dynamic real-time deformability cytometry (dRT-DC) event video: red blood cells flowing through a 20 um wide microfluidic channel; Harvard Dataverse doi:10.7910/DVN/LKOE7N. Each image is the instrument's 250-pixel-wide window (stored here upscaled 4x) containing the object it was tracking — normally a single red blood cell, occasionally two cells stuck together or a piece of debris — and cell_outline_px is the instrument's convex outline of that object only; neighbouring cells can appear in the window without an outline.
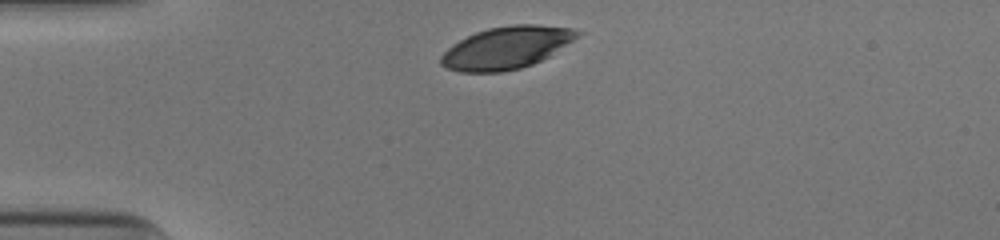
{"species": "human", "species_latin": "Homo sapiens", "temperature_condition": "cold", "stored_images_in_passage": 30, "camera_frame_rate_fps": 3000, "um_per_image_px": 0.085, "donor": {"sex": "male"}, "frame": {"image": 1, "passage_image": 1, "time_ms": 0.0, "image_size_px": [1000, 240], "cell_outline_px": [[584, 32], [548, 56], [532, 64], [520, 68], [500, 72], [460, 72], [448, 68], [440, 64], [440, 56], [448, 48], [460, 40], [476, 32], [488, 28], [512, 24], [536, 24], [572, 28]], "centroid_in_image_um": [43.03, 4.04], "position_along_channel_um": 42.0, "area_um2": 33.29}}
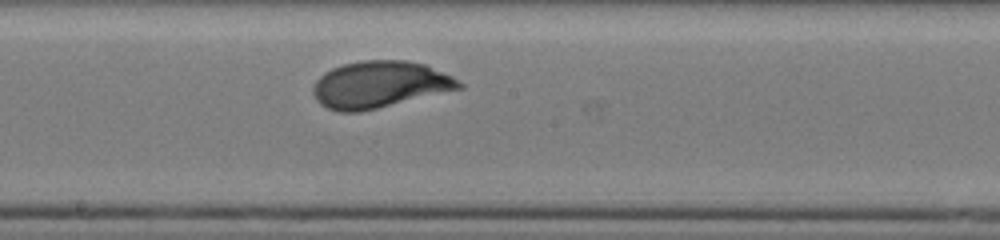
{"frame": {"image": 2, "passage_image": 17, "time_ms": 5.333, "image_size_px": [1000, 240], "cell_outline_px": [[464, 88], [360, 112], [340, 112], [328, 108], [320, 104], [316, 100], [312, 92], [312, 88], [316, 80], [324, 72], [332, 68], [344, 64], [360, 60], [404, 60], [424, 64], [452, 76], [464, 84]], "centroid_in_image_um": [32.26, 7.19], "position_along_channel_um": 215.9, "area_um2": 39.82}}
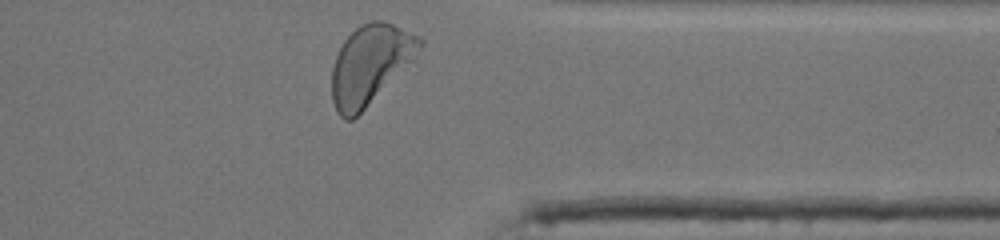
{"frame": {"image": 3, "passage_image": 30, "time_ms": 9.667, "image_size_px": [1000, 240], "cell_outline_px": [[424, 44], [412, 60], [352, 120], [344, 120], [336, 112], [332, 100], [332, 68], [336, 56], [344, 40], [360, 24], [372, 20], [380, 20], [392, 24], [424, 40]], "centroid_in_image_um": [31.42, 5.47], "position_along_channel_um": 380.0, "area_um2": 39.59}, "authors_computed_cell_mechanics": {"area_um2": 38.8127, "velocity_mm_per_s": 3.8972, "shape_relaxation_time_tau1_ms": 2.3177, "shape_relaxation_time_tau2_ms": null, "deformation_change_tau1": 0.129, "deformation_change_tau2": null}}